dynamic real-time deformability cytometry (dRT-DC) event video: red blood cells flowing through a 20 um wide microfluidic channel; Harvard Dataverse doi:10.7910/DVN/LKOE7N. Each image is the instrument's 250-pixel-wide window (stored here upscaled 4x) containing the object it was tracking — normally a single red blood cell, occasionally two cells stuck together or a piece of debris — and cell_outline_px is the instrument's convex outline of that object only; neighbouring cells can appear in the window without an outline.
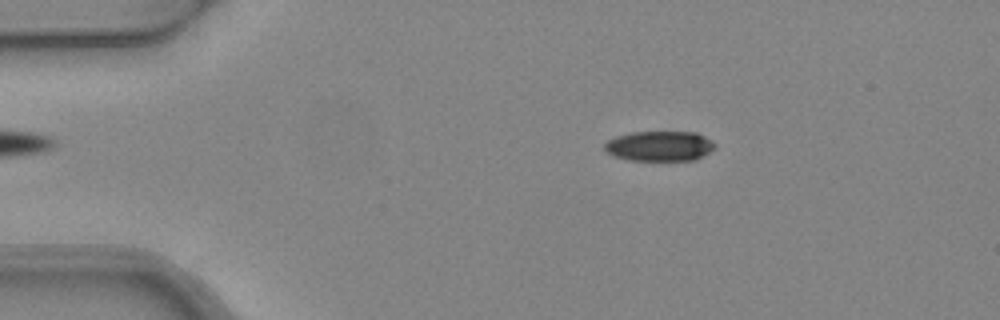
{"species": "common noctule bat (a hibernating species)", "species_latin": "Nyctalus noctula", "temperature_condition": "warm", "stored_images_in_passage": 3, "camera_frame_rate_fps": 3000, "um_per_image_px": 0.085, "animal": {"sex": "female", "body_mass_g": 24.6, "forearm_length_mm": 56.2}, "frame": {"image": 1, "passage_image": 2, "time_ms": 0.333, "image_size_px": [1000, 320], "cell_outline_px": [[716, 148], [696, 160], [628, 160], [612, 156], [604, 148], [604, 144], [608, 140], [616, 136], [632, 132], [696, 132], [712, 140], [716, 144]], "centroid_in_image_um": [56.08, 12.41], "position_along_channel_um": 28.9, "area_um2": 19.48}}